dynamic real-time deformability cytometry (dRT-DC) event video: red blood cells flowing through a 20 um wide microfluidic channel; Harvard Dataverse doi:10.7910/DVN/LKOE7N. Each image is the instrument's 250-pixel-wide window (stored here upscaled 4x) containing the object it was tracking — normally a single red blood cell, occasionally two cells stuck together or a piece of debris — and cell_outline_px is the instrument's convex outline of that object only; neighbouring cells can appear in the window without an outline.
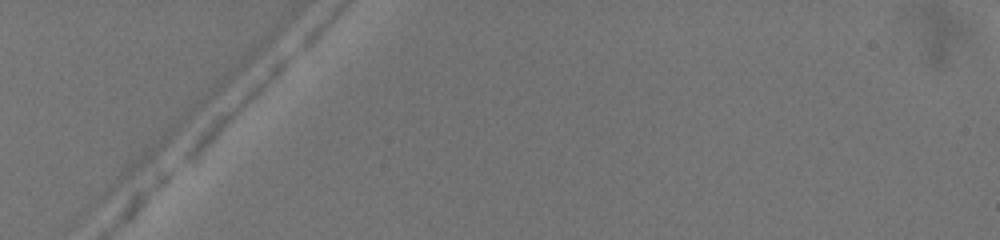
{"species": "common noctule bat (a hibernating species)", "species_latin": "Nyctalus noctula", "temperature_condition": "warm", "stored_images_in_passage": 1, "camera_frame_rate_fps": 3000, "um_per_image_px": 0.085, "animal": {"sex": "female", "body_mass_g": 19.5, "forearm_length_mm": 54.1}, "frame": {"image": 1, "passage_image": 1, "time_ms": 0.0, "image_size_px": [1000, 240], "cell_outline_px": [[296, 52], [228, 120], [184, 160], [184, 152], [196, 132], [280, 56], [296, 48]], "centroid_in_image_um": [20.01, 8.87], "position_along_channel_um": 65.0, "area_um2": 11.39}}